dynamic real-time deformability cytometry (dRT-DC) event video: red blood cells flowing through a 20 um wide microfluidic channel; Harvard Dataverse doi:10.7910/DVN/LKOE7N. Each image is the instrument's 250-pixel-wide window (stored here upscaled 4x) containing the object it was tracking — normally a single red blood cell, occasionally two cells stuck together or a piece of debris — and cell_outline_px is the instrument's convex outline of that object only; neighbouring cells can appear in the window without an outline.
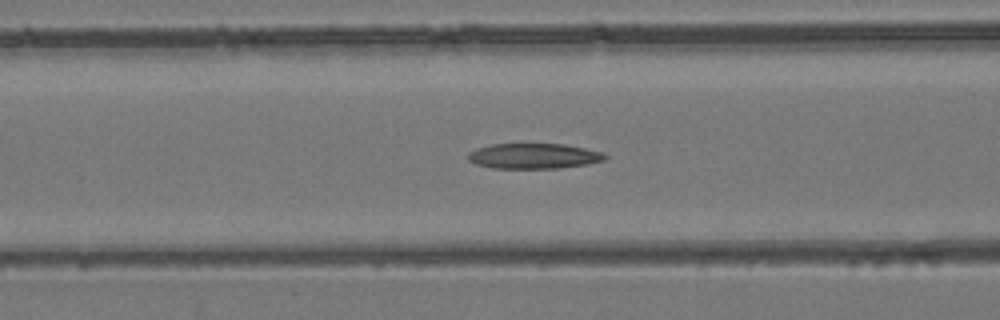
{"species": "common noctule bat (a hibernating species)", "species_latin": "Nyctalus noctula", "temperature_condition": "room temperature", "stored_images_in_passage": 53, "camera_frame_rate_fps": 3000, "um_per_image_px": 0.085, "animal": {"sex": "female", "body_mass_g": 24.6, "forearm_length_mm": 56.2}, "frame": {"image": 1, "passage_image": 22, "time_ms": 7.0, "image_size_px": [1000, 320], "cell_outline_px": [[608, 156], [604, 160], [588, 164], [560, 168], [492, 168], [476, 164], [468, 160], [468, 152], [476, 148], [492, 144], [564, 144], [604, 152]], "centroid_in_image_um": [45.37, 13.26], "position_along_channel_um": 121.2, "area_um2": 20.29}}
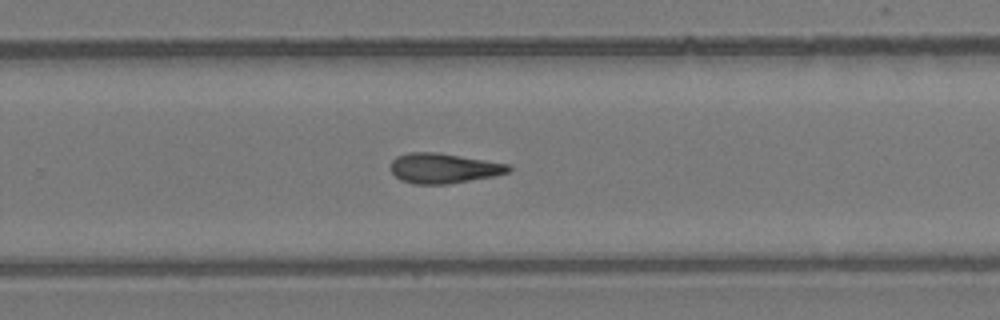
{"frame": {"image": 2, "passage_image": 35, "time_ms": 11.333, "image_size_px": [1000, 320], "cell_outline_px": [[512, 168], [508, 172], [496, 176], [448, 184], [412, 184], [400, 180], [392, 172], [392, 160], [396, 156], [408, 152], [436, 152], [508, 164]], "centroid_in_image_um": [37.69, 14.31], "position_along_channel_um": 292.1, "area_um2": 20.58}}
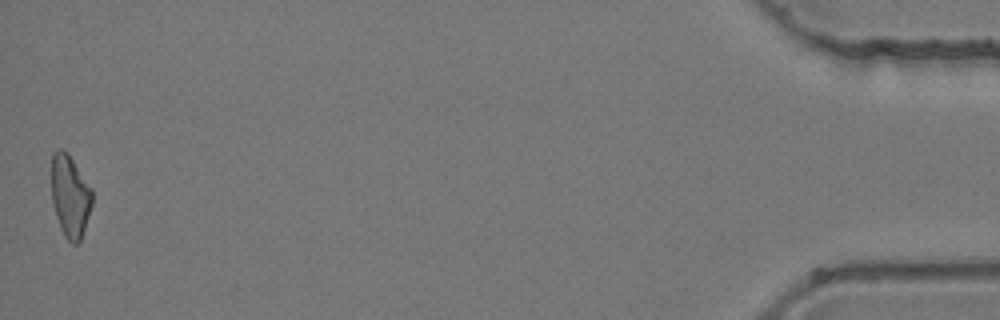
{"frame": {"image": 3, "passage_image": 53, "time_ms": 17.333, "image_size_px": [1000, 320], "cell_outline_px": [[92, 204], [80, 240], [76, 244], [72, 244], [64, 236], [60, 228], [56, 216], [52, 200], [52, 152], [60, 148], [68, 152], [92, 188]], "centroid_in_image_um": [5.96, 16.64], "position_along_channel_um": 429.2, "area_um2": 19.48}}